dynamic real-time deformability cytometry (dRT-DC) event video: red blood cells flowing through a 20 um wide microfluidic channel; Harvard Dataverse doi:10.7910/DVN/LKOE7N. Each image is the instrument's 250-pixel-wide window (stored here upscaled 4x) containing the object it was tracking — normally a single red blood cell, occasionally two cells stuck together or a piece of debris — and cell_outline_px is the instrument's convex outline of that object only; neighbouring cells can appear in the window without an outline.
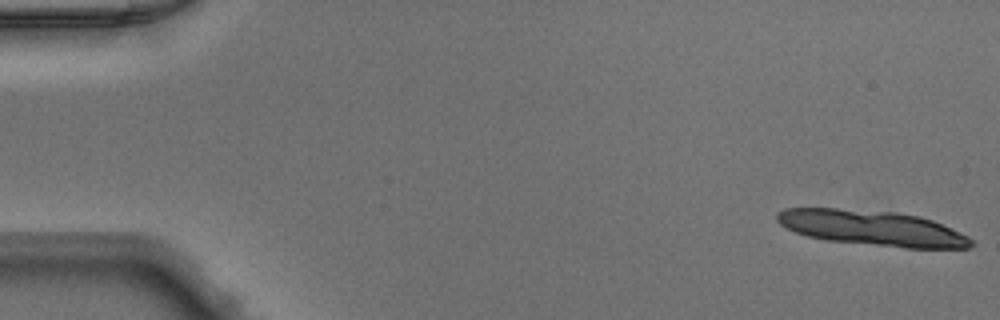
{"species": "Egyptian fruit bat (a non-hibernating species)", "species_latin": "Rousettus aegyptiacus", "temperature_condition": "warm", "stored_images_in_passage": 12, "camera_frame_rate_fps": 3000, "um_per_image_px": 0.085, "animal": {"sex": "male"}, "frame": {"image": 1, "passage_image": 1, "time_ms": 0.0, "image_size_px": [1000, 320], "cell_outline_px": [[976, 244], [968, 248], [904, 248], [828, 240], [808, 236], [796, 232], [780, 224], [776, 220], [776, 212], [784, 208], [836, 208], [896, 212], [920, 216], [932, 220], [960, 232], [968, 236]], "centroid_in_image_um": [74.15, 19.38], "position_along_channel_um": 10.9, "area_um2": 39.88}}